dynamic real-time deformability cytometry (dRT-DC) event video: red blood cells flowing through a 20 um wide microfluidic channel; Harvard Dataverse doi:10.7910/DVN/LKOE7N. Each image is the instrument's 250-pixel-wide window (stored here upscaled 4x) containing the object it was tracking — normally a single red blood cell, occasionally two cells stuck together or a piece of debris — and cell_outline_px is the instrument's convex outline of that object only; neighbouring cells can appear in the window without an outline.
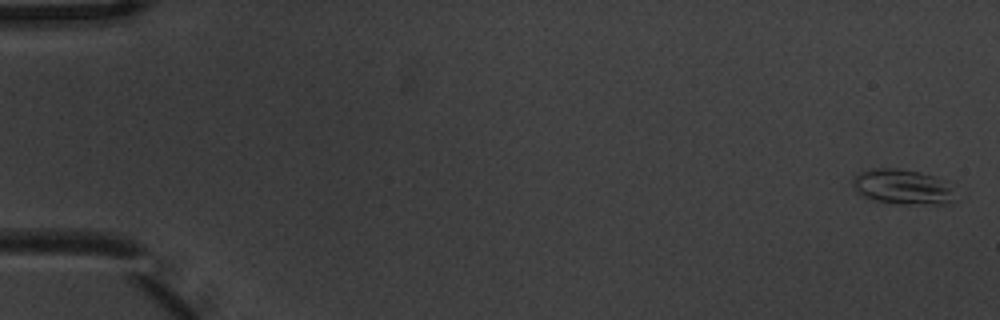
{"species": "common noctule bat (a hibernating species)", "species_latin": "Nyctalus noctula", "temperature_condition": "warm", "stored_images_in_passage": 15, "camera_frame_rate_fps": 3000, "um_per_image_px": 0.085, "animal": {"sex": "male", "body_mass_g": 20.1, "forearm_length_mm": 53.5}, "frame": {"image": 1, "passage_image": 1, "time_ms": 0.0, "image_size_px": [1000, 320], "cell_outline_px": [[948, 204], [904, 204], [872, 200], [856, 192], [852, 184], [852, 180], [860, 172], [872, 168], [900, 168], [920, 172], [948, 180]], "centroid_in_image_um": [76.62, 15.86], "position_along_channel_um": 8.4, "area_um2": 20.58}}
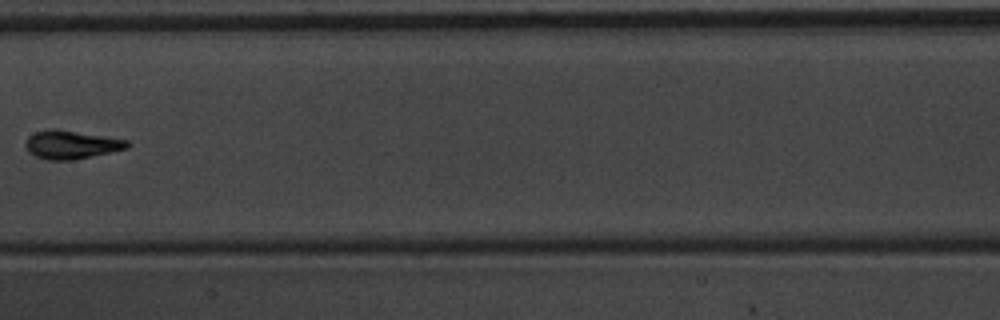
{"frame": {"image": 2, "passage_image": 8, "time_ms": 2.333, "image_size_px": [1000, 320], "cell_outline_px": [[132, 144], [128, 148], [72, 160], [48, 160], [36, 156], [28, 152], [24, 144], [28, 136], [36, 132], [56, 128], [128, 140]], "centroid_in_image_um": [6.05, 12.29], "position_along_channel_um": 201.3, "area_um2": 16.76}}
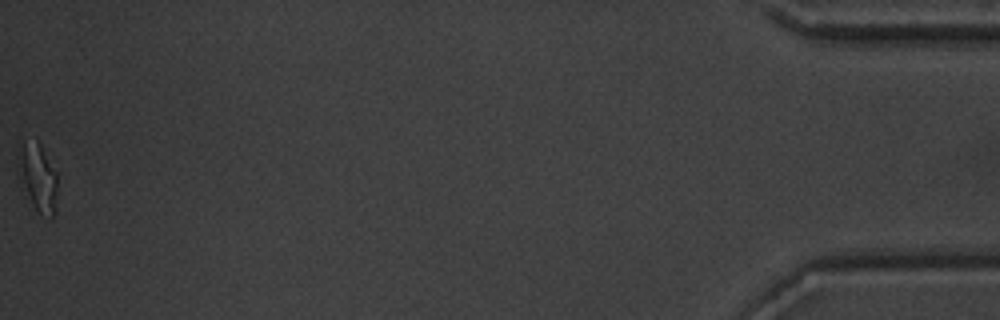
{"frame": {"image": 3, "passage_image": 15, "time_ms": 4.667, "image_size_px": [1000, 320], "cell_outline_px": [[56, 212], [52, 220], [40, 212], [36, 208], [28, 192], [24, 180], [24, 140], [36, 136], [40, 140], [56, 172]], "centroid_in_image_um": [3.4, 15.06], "position_along_channel_um": 431.8, "area_um2": 13.99}}